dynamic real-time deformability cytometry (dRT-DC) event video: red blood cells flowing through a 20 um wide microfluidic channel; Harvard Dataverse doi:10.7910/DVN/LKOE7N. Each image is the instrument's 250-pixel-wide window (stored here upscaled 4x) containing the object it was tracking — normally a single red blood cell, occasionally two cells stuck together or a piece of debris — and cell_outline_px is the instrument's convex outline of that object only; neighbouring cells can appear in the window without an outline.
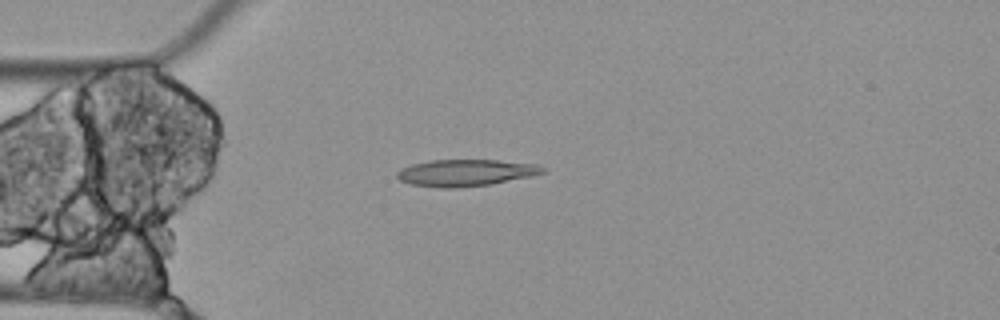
{"species": "Egyptian fruit bat (a non-hibernating species)", "species_latin": "Rousettus aegyptiacus", "temperature_condition": "cold", "stored_images_in_passage": 6, "camera_frame_rate_fps": 3000, "um_per_image_px": 0.085, "animal": {"sex": "female"}, "frame": {"image": 1, "passage_image": 4, "time_ms": 1.0, "image_size_px": [1000, 320], "cell_outline_px": [[544, 172], [532, 176], [492, 184], [456, 188], [440, 188], [412, 184], [400, 180], [396, 176], [396, 172], [400, 168], [412, 164], [432, 160], [496, 160], [536, 164], [544, 168]], "centroid_in_image_um": [39.56, 14.69], "position_along_channel_um": 45.4, "area_um2": 22.66}}